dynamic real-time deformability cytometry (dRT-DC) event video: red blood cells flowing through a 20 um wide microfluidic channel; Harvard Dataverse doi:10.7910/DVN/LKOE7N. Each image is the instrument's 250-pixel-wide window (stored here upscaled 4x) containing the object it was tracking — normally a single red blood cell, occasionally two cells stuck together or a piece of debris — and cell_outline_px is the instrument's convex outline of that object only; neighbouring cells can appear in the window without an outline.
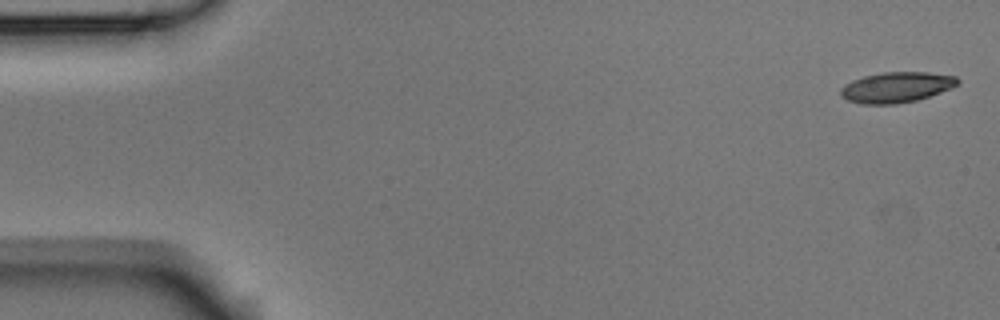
{"species": "Egyptian fruit bat (a non-hibernating species)", "species_latin": "Rousettus aegyptiacus", "temperature_condition": "room temperature", "stored_images_in_passage": 5, "camera_frame_rate_fps": 3000, "um_per_image_px": 0.085, "animal": {"sex": "male"}, "frame": {"image": 1, "passage_image": 1, "time_ms": 0.0, "image_size_px": [1000, 320], "cell_outline_px": [[960, 80], [952, 88], [916, 100], [896, 104], [860, 104], [848, 100], [840, 96], [840, 88], [844, 84], [852, 80], [864, 76], [884, 72], [928, 72], [956, 76]], "centroid_in_image_um": [76.16, 7.41], "position_along_channel_um": 8.8, "area_um2": 20.81}}
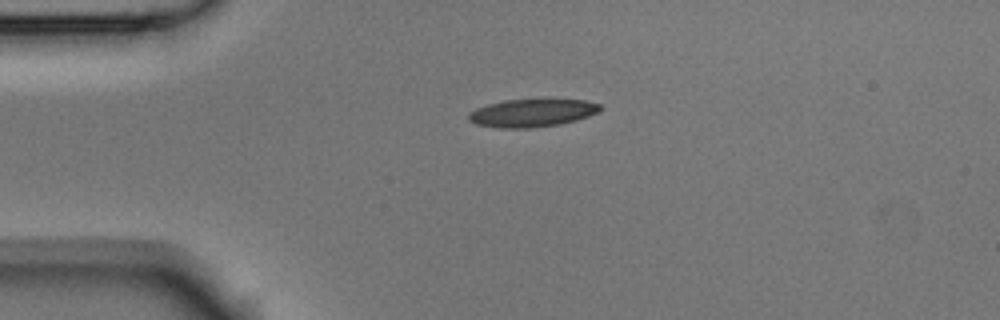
{"frame": {"image": 2, "passage_image": 4, "time_ms": 1.0, "image_size_px": [1000, 320], "cell_outline_px": [[604, 108], [588, 116], [576, 120], [560, 124], [528, 128], [500, 128], [476, 124], [468, 120], [468, 112], [476, 108], [488, 104], [504, 100], [544, 96], [584, 100], [600, 104]], "centroid_in_image_um": [45.25, 9.54], "position_along_channel_um": 39.7, "area_um2": 22.37}}